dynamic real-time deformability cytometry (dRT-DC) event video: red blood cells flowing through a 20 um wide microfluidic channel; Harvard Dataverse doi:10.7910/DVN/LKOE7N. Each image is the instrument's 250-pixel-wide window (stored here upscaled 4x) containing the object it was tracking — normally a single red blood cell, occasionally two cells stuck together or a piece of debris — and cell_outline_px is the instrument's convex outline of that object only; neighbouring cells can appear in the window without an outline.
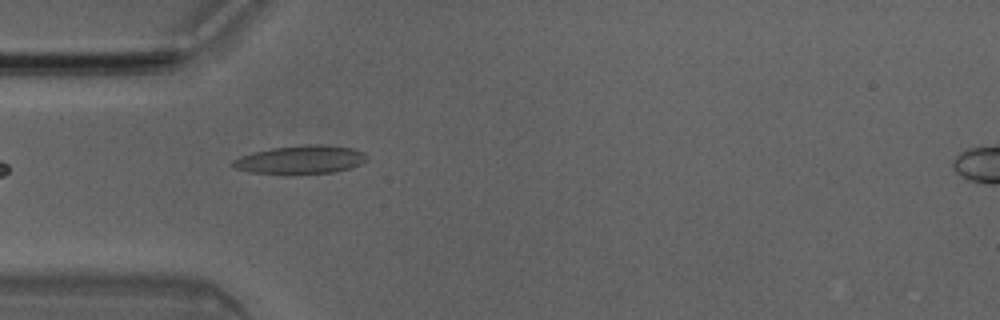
{"species": "Egyptian fruit bat (a non-hibernating species)", "species_latin": "Rousettus aegyptiacus", "temperature_condition": "room temperature", "stored_images_in_passage": 2, "camera_frame_rate_fps": 3000, "um_per_image_px": 0.085, "animal": {"sex": "male"}, "frame": {"image": 1, "passage_image": 1, "time_ms": 0.0, "image_size_px": [1000, 320], "cell_outline_px": [[368, 156], [360, 164], [348, 168], [332, 172], [288, 176], [284, 176], [248, 172], [232, 168], [228, 164], [232, 160], [240, 156], [252, 152], [272, 148], [320, 144], [324, 144], [352, 148], [364, 152]], "centroid_in_image_um": [25.44, 13.61], "position_along_channel_um": 59.6, "area_um2": 22.77}}